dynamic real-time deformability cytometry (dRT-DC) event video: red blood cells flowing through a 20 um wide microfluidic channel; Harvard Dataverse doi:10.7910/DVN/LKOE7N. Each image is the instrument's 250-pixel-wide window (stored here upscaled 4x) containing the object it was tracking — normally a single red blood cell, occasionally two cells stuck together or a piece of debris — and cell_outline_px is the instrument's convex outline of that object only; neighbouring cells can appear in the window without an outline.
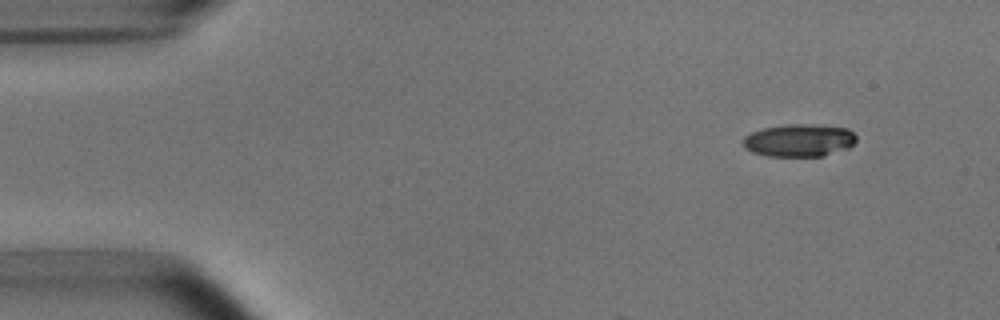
{"species": "common noctule bat (a hibernating species)", "species_latin": "Nyctalus noctula", "temperature_condition": "room temperature", "stored_images_in_passage": 4, "camera_frame_rate_fps": 3000, "um_per_image_px": 0.085, "animal": {"sex": "male", "body_mass_g": 15.6}, "frame": {"image": 1, "passage_image": 1, "time_ms": 0.0, "image_size_px": [1000, 320], "cell_outline_px": [[856, 140], [848, 148], [824, 156], [768, 156], [752, 152], [744, 148], [744, 136], [752, 132], [764, 128], [788, 124], [808, 124], [848, 128], [856, 136]], "centroid_in_image_um": [67.93, 11.93], "position_along_channel_um": 17.1, "area_um2": 21.44}}